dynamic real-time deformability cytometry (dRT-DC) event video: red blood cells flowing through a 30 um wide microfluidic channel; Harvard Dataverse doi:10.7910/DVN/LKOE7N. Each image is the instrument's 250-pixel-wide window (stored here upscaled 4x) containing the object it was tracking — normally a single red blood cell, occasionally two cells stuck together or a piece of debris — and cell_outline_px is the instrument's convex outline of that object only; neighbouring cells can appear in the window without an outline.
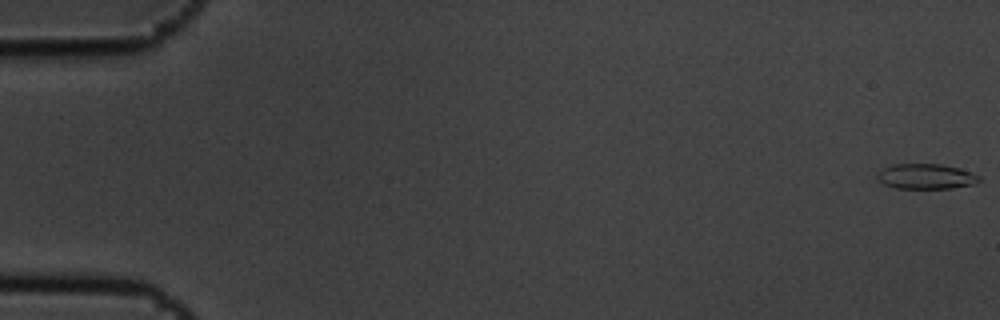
{"species": "common noctule bat (a hibernating species)", "species_latin": "Nyctalus noctula", "temperature_condition": "cold", "stored_images_in_passage": 7, "camera_frame_rate_fps": 3000, "um_per_image_px": 0.085, "animal": {"sex": "male", "body_mass_g": 19.5, "forearm_length_mm": 54.6}, "frame": {"image": 1, "passage_image": 1, "time_ms": 0.0, "image_size_px": [1000, 320], "cell_outline_px": [[980, 180], [976, 184], [952, 188], [896, 188], [884, 184], [876, 176], [884, 168], [892, 164], [940, 164], [960, 168], [972, 172], [980, 176]], "centroid_in_image_um": [78.76, 14.99], "position_along_channel_um": 6.2, "area_um2": 14.91}}
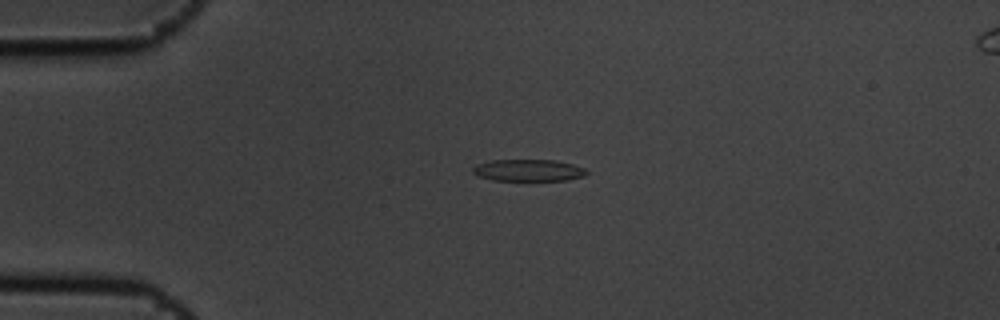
{"frame": {"image": 2, "passage_image": 5, "time_ms": 1.333, "image_size_px": [1000, 320], "cell_outline_px": [[588, 172], [584, 176], [568, 180], [492, 180], [476, 176], [472, 172], [472, 168], [476, 164], [492, 160], [556, 160], [572, 164], [584, 168]], "centroid_in_image_um": [44.88, 14.47], "position_along_channel_um": 40.1, "area_um2": 14.51}}
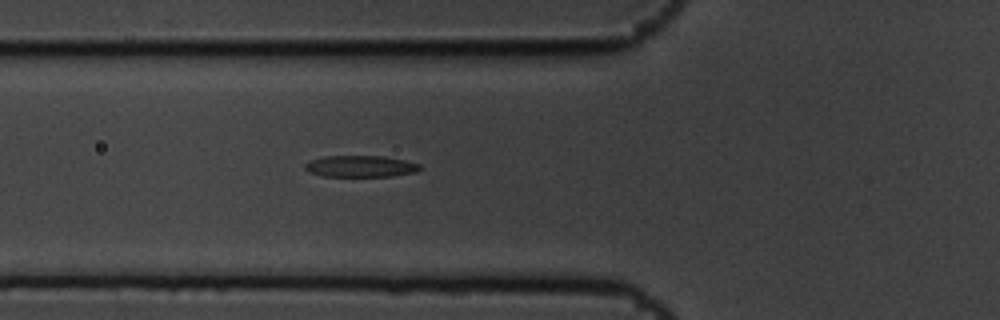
{"frame": {"image": 3, "passage_image": 7, "time_ms": 2.0, "image_size_px": [1000, 320], "cell_outline_px": [[424, 168], [416, 172], [392, 176], [324, 176], [308, 172], [304, 168], [304, 164], [308, 160], [324, 156], [384, 156], [404, 160], [420, 164]], "centroid_in_image_um": [30.64, 14.13], "position_along_channel_um": 95.2, "area_um2": 14.57}}